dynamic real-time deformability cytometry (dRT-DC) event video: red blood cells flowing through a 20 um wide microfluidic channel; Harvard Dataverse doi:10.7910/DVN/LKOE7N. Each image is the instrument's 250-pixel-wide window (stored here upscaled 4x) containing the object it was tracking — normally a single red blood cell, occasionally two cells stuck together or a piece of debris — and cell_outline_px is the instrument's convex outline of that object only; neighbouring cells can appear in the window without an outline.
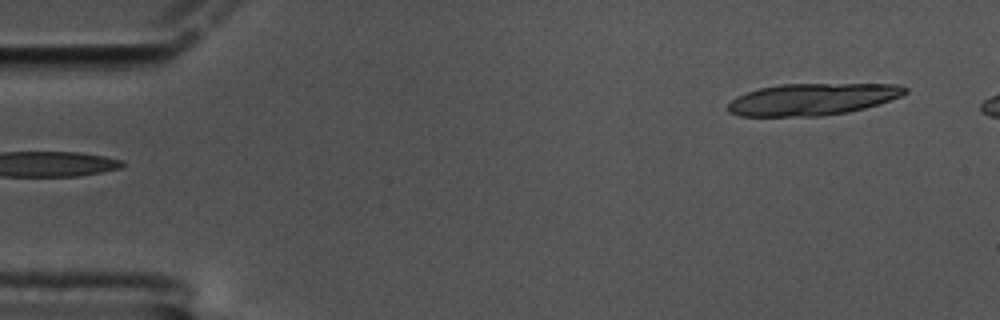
{"species": "common noctule bat (a hibernating species)", "species_latin": "Nyctalus noctula", "temperature_condition": "cold", "stored_images_in_passage": 16, "camera_frame_rate_fps": 3000, "um_per_image_px": 0.085, "animal": {"sex": "male", "body_mass_g": 17.5, "forearm_length_mm": 52.3}, "frame": {"image": 1, "passage_image": 1, "time_ms": 0.0, "image_size_px": [1000, 320], "cell_outline_px": [[908, 92], [900, 96], [864, 108], [848, 112], [824, 116], [740, 116], [728, 112], [728, 104], [736, 96], [760, 88], [780, 84], [896, 84], [908, 88]], "centroid_in_image_um": [69.03, 8.44], "position_along_channel_um": 16.0, "area_um2": 32.71}}